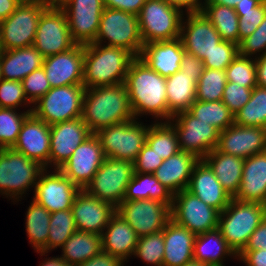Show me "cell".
<instances>
[{"instance_id": "6da1fadb", "label": "cell", "mask_w": 266, "mask_h": 266, "mask_svg": "<svg viewBox=\"0 0 266 266\" xmlns=\"http://www.w3.org/2000/svg\"><path fill=\"white\" fill-rule=\"evenodd\" d=\"M81 119L91 133L135 119L125 83L86 89Z\"/></svg>"}, {"instance_id": "e0dca14e", "label": "cell", "mask_w": 266, "mask_h": 266, "mask_svg": "<svg viewBox=\"0 0 266 266\" xmlns=\"http://www.w3.org/2000/svg\"><path fill=\"white\" fill-rule=\"evenodd\" d=\"M105 159L101 142L92 133L59 168L81 190L92 180Z\"/></svg>"}, {"instance_id": "be15d7a7", "label": "cell", "mask_w": 266, "mask_h": 266, "mask_svg": "<svg viewBox=\"0 0 266 266\" xmlns=\"http://www.w3.org/2000/svg\"><path fill=\"white\" fill-rule=\"evenodd\" d=\"M168 3L176 5L180 8L186 7L187 11H200L203 6L199 4L198 0H165Z\"/></svg>"}, {"instance_id": "836d02e7", "label": "cell", "mask_w": 266, "mask_h": 266, "mask_svg": "<svg viewBox=\"0 0 266 266\" xmlns=\"http://www.w3.org/2000/svg\"><path fill=\"white\" fill-rule=\"evenodd\" d=\"M174 194L163 186L154 174L134 172L129 182L123 201L140 199H151L167 203L170 207L173 204Z\"/></svg>"}, {"instance_id": "680465c9", "label": "cell", "mask_w": 266, "mask_h": 266, "mask_svg": "<svg viewBox=\"0 0 266 266\" xmlns=\"http://www.w3.org/2000/svg\"><path fill=\"white\" fill-rule=\"evenodd\" d=\"M122 263L123 261L120 258L102 251L96 256L76 266H123Z\"/></svg>"}, {"instance_id": "83f0119b", "label": "cell", "mask_w": 266, "mask_h": 266, "mask_svg": "<svg viewBox=\"0 0 266 266\" xmlns=\"http://www.w3.org/2000/svg\"><path fill=\"white\" fill-rule=\"evenodd\" d=\"M199 160L196 155L180 150L175 155L163 160L154 172V176L173 194L179 193L187 189L190 175Z\"/></svg>"}, {"instance_id": "ffe728a7", "label": "cell", "mask_w": 266, "mask_h": 266, "mask_svg": "<svg viewBox=\"0 0 266 266\" xmlns=\"http://www.w3.org/2000/svg\"><path fill=\"white\" fill-rule=\"evenodd\" d=\"M216 149L244 159L265 152L266 128L232 124L220 132Z\"/></svg>"}, {"instance_id": "94428289", "label": "cell", "mask_w": 266, "mask_h": 266, "mask_svg": "<svg viewBox=\"0 0 266 266\" xmlns=\"http://www.w3.org/2000/svg\"><path fill=\"white\" fill-rule=\"evenodd\" d=\"M255 63L257 86L266 88V52H264L260 58L255 60Z\"/></svg>"}, {"instance_id": "c3c4849f", "label": "cell", "mask_w": 266, "mask_h": 266, "mask_svg": "<svg viewBox=\"0 0 266 266\" xmlns=\"http://www.w3.org/2000/svg\"><path fill=\"white\" fill-rule=\"evenodd\" d=\"M239 19V43L250 36L262 23L266 14V0H262L256 7L247 10H235Z\"/></svg>"}, {"instance_id": "2644e50d", "label": "cell", "mask_w": 266, "mask_h": 266, "mask_svg": "<svg viewBox=\"0 0 266 266\" xmlns=\"http://www.w3.org/2000/svg\"><path fill=\"white\" fill-rule=\"evenodd\" d=\"M3 79L2 77V71H1V62H0V81Z\"/></svg>"}, {"instance_id": "89a4df30", "label": "cell", "mask_w": 266, "mask_h": 266, "mask_svg": "<svg viewBox=\"0 0 266 266\" xmlns=\"http://www.w3.org/2000/svg\"><path fill=\"white\" fill-rule=\"evenodd\" d=\"M182 266H210V265H207L206 263H202L200 261L192 259V260L188 261L187 263H185Z\"/></svg>"}, {"instance_id": "60d3db41", "label": "cell", "mask_w": 266, "mask_h": 266, "mask_svg": "<svg viewBox=\"0 0 266 266\" xmlns=\"http://www.w3.org/2000/svg\"><path fill=\"white\" fill-rule=\"evenodd\" d=\"M173 125L161 123L149 127L146 143L163 160L180 151Z\"/></svg>"}, {"instance_id": "6f0895ef", "label": "cell", "mask_w": 266, "mask_h": 266, "mask_svg": "<svg viewBox=\"0 0 266 266\" xmlns=\"http://www.w3.org/2000/svg\"><path fill=\"white\" fill-rule=\"evenodd\" d=\"M266 249V217L251 234L244 250Z\"/></svg>"}, {"instance_id": "4dcf8cb0", "label": "cell", "mask_w": 266, "mask_h": 266, "mask_svg": "<svg viewBox=\"0 0 266 266\" xmlns=\"http://www.w3.org/2000/svg\"><path fill=\"white\" fill-rule=\"evenodd\" d=\"M43 57L34 47L2 50L0 54L2 77L22 81L28 74L42 67Z\"/></svg>"}, {"instance_id": "8d00e7d4", "label": "cell", "mask_w": 266, "mask_h": 266, "mask_svg": "<svg viewBox=\"0 0 266 266\" xmlns=\"http://www.w3.org/2000/svg\"><path fill=\"white\" fill-rule=\"evenodd\" d=\"M212 23L222 40L239 44V19L234 8L219 4H206L200 10Z\"/></svg>"}, {"instance_id": "f546056e", "label": "cell", "mask_w": 266, "mask_h": 266, "mask_svg": "<svg viewBox=\"0 0 266 266\" xmlns=\"http://www.w3.org/2000/svg\"><path fill=\"white\" fill-rule=\"evenodd\" d=\"M108 230L102 237V250L120 258L122 261L135 253L138 237L121 215L117 212L107 225Z\"/></svg>"}, {"instance_id": "11a10c76", "label": "cell", "mask_w": 266, "mask_h": 266, "mask_svg": "<svg viewBox=\"0 0 266 266\" xmlns=\"http://www.w3.org/2000/svg\"><path fill=\"white\" fill-rule=\"evenodd\" d=\"M180 69L199 80V77L204 71V64L197 56L184 52L180 63Z\"/></svg>"}, {"instance_id": "3957f363", "label": "cell", "mask_w": 266, "mask_h": 266, "mask_svg": "<svg viewBox=\"0 0 266 266\" xmlns=\"http://www.w3.org/2000/svg\"><path fill=\"white\" fill-rule=\"evenodd\" d=\"M135 58L123 48H101L96 43L84 45L83 86L91 89L123 83Z\"/></svg>"}, {"instance_id": "7a4b0ae2", "label": "cell", "mask_w": 266, "mask_h": 266, "mask_svg": "<svg viewBox=\"0 0 266 266\" xmlns=\"http://www.w3.org/2000/svg\"><path fill=\"white\" fill-rule=\"evenodd\" d=\"M124 83L134 116L147 112L156 117L169 118L166 78L139 57L131 62Z\"/></svg>"}, {"instance_id": "7bdbcfd3", "label": "cell", "mask_w": 266, "mask_h": 266, "mask_svg": "<svg viewBox=\"0 0 266 266\" xmlns=\"http://www.w3.org/2000/svg\"><path fill=\"white\" fill-rule=\"evenodd\" d=\"M47 251L62 246L77 230L72 210H60L51 213Z\"/></svg>"}, {"instance_id": "484cf974", "label": "cell", "mask_w": 266, "mask_h": 266, "mask_svg": "<svg viewBox=\"0 0 266 266\" xmlns=\"http://www.w3.org/2000/svg\"><path fill=\"white\" fill-rule=\"evenodd\" d=\"M185 50L180 38L143 45L139 56L151 69L167 78L180 70Z\"/></svg>"}, {"instance_id": "e7e4bbea", "label": "cell", "mask_w": 266, "mask_h": 266, "mask_svg": "<svg viewBox=\"0 0 266 266\" xmlns=\"http://www.w3.org/2000/svg\"><path fill=\"white\" fill-rule=\"evenodd\" d=\"M30 2H35L40 5H44L47 8H61L66 0H29Z\"/></svg>"}, {"instance_id": "277c9868", "label": "cell", "mask_w": 266, "mask_h": 266, "mask_svg": "<svg viewBox=\"0 0 266 266\" xmlns=\"http://www.w3.org/2000/svg\"><path fill=\"white\" fill-rule=\"evenodd\" d=\"M225 216L227 218H222ZM265 217L266 205L232 198L229 205L220 212L218 229L228 246L238 256Z\"/></svg>"}, {"instance_id": "7dc6e473", "label": "cell", "mask_w": 266, "mask_h": 266, "mask_svg": "<svg viewBox=\"0 0 266 266\" xmlns=\"http://www.w3.org/2000/svg\"><path fill=\"white\" fill-rule=\"evenodd\" d=\"M238 55V45L222 40L216 48L203 60L204 68L225 70Z\"/></svg>"}, {"instance_id": "5b68a950", "label": "cell", "mask_w": 266, "mask_h": 266, "mask_svg": "<svg viewBox=\"0 0 266 266\" xmlns=\"http://www.w3.org/2000/svg\"><path fill=\"white\" fill-rule=\"evenodd\" d=\"M180 7L165 0H146L138 14L143 44L180 38Z\"/></svg>"}, {"instance_id": "1f68e13d", "label": "cell", "mask_w": 266, "mask_h": 266, "mask_svg": "<svg viewBox=\"0 0 266 266\" xmlns=\"http://www.w3.org/2000/svg\"><path fill=\"white\" fill-rule=\"evenodd\" d=\"M203 160L212 169L223 189L234 198L239 191L244 158L218 151H211Z\"/></svg>"}, {"instance_id": "8992f818", "label": "cell", "mask_w": 266, "mask_h": 266, "mask_svg": "<svg viewBox=\"0 0 266 266\" xmlns=\"http://www.w3.org/2000/svg\"><path fill=\"white\" fill-rule=\"evenodd\" d=\"M131 161L105 157L92 180L83 189L88 195L117 207L134 175Z\"/></svg>"}, {"instance_id": "74e56055", "label": "cell", "mask_w": 266, "mask_h": 266, "mask_svg": "<svg viewBox=\"0 0 266 266\" xmlns=\"http://www.w3.org/2000/svg\"><path fill=\"white\" fill-rule=\"evenodd\" d=\"M51 213L33 200L27 212L26 230L30 242L41 254L47 251Z\"/></svg>"}, {"instance_id": "d590c367", "label": "cell", "mask_w": 266, "mask_h": 266, "mask_svg": "<svg viewBox=\"0 0 266 266\" xmlns=\"http://www.w3.org/2000/svg\"><path fill=\"white\" fill-rule=\"evenodd\" d=\"M212 240L216 247L215 251L214 249L211 250L208 245L210 243L208 241ZM226 254L236 255L228 246L218 228L196 235L193 248V259L210 266H223L221 257Z\"/></svg>"}, {"instance_id": "816d5d0a", "label": "cell", "mask_w": 266, "mask_h": 266, "mask_svg": "<svg viewBox=\"0 0 266 266\" xmlns=\"http://www.w3.org/2000/svg\"><path fill=\"white\" fill-rule=\"evenodd\" d=\"M252 90L227 81L223 91L222 102L235 115L250 100Z\"/></svg>"}, {"instance_id": "9c48e42d", "label": "cell", "mask_w": 266, "mask_h": 266, "mask_svg": "<svg viewBox=\"0 0 266 266\" xmlns=\"http://www.w3.org/2000/svg\"><path fill=\"white\" fill-rule=\"evenodd\" d=\"M129 120L102 128L98 136L105 157L134 162L146 144L149 127Z\"/></svg>"}, {"instance_id": "603a6c76", "label": "cell", "mask_w": 266, "mask_h": 266, "mask_svg": "<svg viewBox=\"0 0 266 266\" xmlns=\"http://www.w3.org/2000/svg\"><path fill=\"white\" fill-rule=\"evenodd\" d=\"M188 14L187 27L183 28L181 25L180 39L185 52L203 61L222 39L201 11H192ZM184 31L187 33L184 34Z\"/></svg>"}, {"instance_id": "4316f807", "label": "cell", "mask_w": 266, "mask_h": 266, "mask_svg": "<svg viewBox=\"0 0 266 266\" xmlns=\"http://www.w3.org/2000/svg\"><path fill=\"white\" fill-rule=\"evenodd\" d=\"M234 199L266 205V151L244 159L242 180Z\"/></svg>"}, {"instance_id": "2e32d148", "label": "cell", "mask_w": 266, "mask_h": 266, "mask_svg": "<svg viewBox=\"0 0 266 266\" xmlns=\"http://www.w3.org/2000/svg\"><path fill=\"white\" fill-rule=\"evenodd\" d=\"M61 8L74 42L78 45L94 43L105 8L103 0H66Z\"/></svg>"}, {"instance_id": "bcb514c9", "label": "cell", "mask_w": 266, "mask_h": 266, "mask_svg": "<svg viewBox=\"0 0 266 266\" xmlns=\"http://www.w3.org/2000/svg\"><path fill=\"white\" fill-rule=\"evenodd\" d=\"M164 248V233L161 231L138 238L134 255L148 263L163 266Z\"/></svg>"}, {"instance_id": "9f6ffc18", "label": "cell", "mask_w": 266, "mask_h": 266, "mask_svg": "<svg viewBox=\"0 0 266 266\" xmlns=\"http://www.w3.org/2000/svg\"><path fill=\"white\" fill-rule=\"evenodd\" d=\"M104 6L109 9H119L138 15L146 0H103Z\"/></svg>"}, {"instance_id": "ac0fdd59", "label": "cell", "mask_w": 266, "mask_h": 266, "mask_svg": "<svg viewBox=\"0 0 266 266\" xmlns=\"http://www.w3.org/2000/svg\"><path fill=\"white\" fill-rule=\"evenodd\" d=\"M56 173L44 175L41 173L35 186L34 201L45 207L50 213L69 210L72 207L80 188L76 186L59 169Z\"/></svg>"}, {"instance_id": "44dd1931", "label": "cell", "mask_w": 266, "mask_h": 266, "mask_svg": "<svg viewBox=\"0 0 266 266\" xmlns=\"http://www.w3.org/2000/svg\"><path fill=\"white\" fill-rule=\"evenodd\" d=\"M91 134L81 117L50 125L49 163L59 169Z\"/></svg>"}, {"instance_id": "30bf717a", "label": "cell", "mask_w": 266, "mask_h": 266, "mask_svg": "<svg viewBox=\"0 0 266 266\" xmlns=\"http://www.w3.org/2000/svg\"><path fill=\"white\" fill-rule=\"evenodd\" d=\"M46 8L35 2H21L8 18L0 22L1 49L33 46L39 18Z\"/></svg>"}, {"instance_id": "6125c7cd", "label": "cell", "mask_w": 266, "mask_h": 266, "mask_svg": "<svg viewBox=\"0 0 266 266\" xmlns=\"http://www.w3.org/2000/svg\"><path fill=\"white\" fill-rule=\"evenodd\" d=\"M20 3V0H0V22L8 18Z\"/></svg>"}, {"instance_id": "8fae6325", "label": "cell", "mask_w": 266, "mask_h": 266, "mask_svg": "<svg viewBox=\"0 0 266 266\" xmlns=\"http://www.w3.org/2000/svg\"><path fill=\"white\" fill-rule=\"evenodd\" d=\"M45 167L39 162L13 148H3L0 153V190L6 195H22L43 173ZM12 192V193H10Z\"/></svg>"}, {"instance_id": "681fc988", "label": "cell", "mask_w": 266, "mask_h": 266, "mask_svg": "<svg viewBox=\"0 0 266 266\" xmlns=\"http://www.w3.org/2000/svg\"><path fill=\"white\" fill-rule=\"evenodd\" d=\"M21 82L30 103H35L51 89L43 67L28 74Z\"/></svg>"}, {"instance_id": "7c38bea8", "label": "cell", "mask_w": 266, "mask_h": 266, "mask_svg": "<svg viewBox=\"0 0 266 266\" xmlns=\"http://www.w3.org/2000/svg\"><path fill=\"white\" fill-rule=\"evenodd\" d=\"M116 212L130 224L138 238L161 232L171 219L170 206L151 199L122 201Z\"/></svg>"}, {"instance_id": "db71d44e", "label": "cell", "mask_w": 266, "mask_h": 266, "mask_svg": "<svg viewBox=\"0 0 266 266\" xmlns=\"http://www.w3.org/2000/svg\"><path fill=\"white\" fill-rule=\"evenodd\" d=\"M163 159L146 143L137 158L133 162L136 173L154 174L156 169L162 164Z\"/></svg>"}, {"instance_id": "4fadbf2b", "label": "cell", "mask_w": 266, "mask_h": 266, "mask_svg": "<svg viewBox=\"0 0 266 266\" xmlns=\"http://www.w3.org/2000/svg\"><path fill=\"white\" fill-rule=\"evenodd\" d=\"M76 45L62 8H46L39 18L33 46L43 58L59 54Z\"/></svg>"}, {"instance_id": "ab89813d", "label": "cell", "mask_w": 266, "mask_h": 266, "mask_svg": "<svg viewBox=\"0 0 266 266\" xmlns=\"http://www.w3.org/2000/svg\"><path fill=\"white\" fill-rule=\"evenodd\" d=\"M234 124L266 128V88H253L250 100L234 115Z\"/></svg>"}, {"instance_id": "003e7915", "label": "cell", "mask_w": 266, "mask_h": 266, "mask_svg": "<svg viewBox=\"0 0 266 266\" xmlns=\"http://www.w3.org/2000/svg\"><path fill=\"white\" fill-rule=\"evenodd\" d=\"M243 0H206L205 4H219L235 8L236 4H240Z\"/></svg>"}, {"instance_id": "ee69618b", "label": "cell", "mask_w": 266, "mask_h": 266, "mask_svg": "<svg viewBox=\"0 0 266 266\" xmlns=\"http://www.w3.org/2000/svg\"><path fill=\"white\" fill-rule=\"evenodd\" d=\"M15 109L0 108V146L12 148L18 139L24 120L31 114L32 109L18 115Z\"/></svg>"}, {"instance_id": "d4e9b609", "label": "cell", "mask_w": 266, "mask_h": 266, "mask_svg": "<svg viewBox=\"0 0 266 266\" xmlns=\"http://www.w3.org/2000/svg\"><path fill=\"white\" fill-rule=\"evenodd\" d=\"M187 189L210 207L222 212L232 197L223 189L212 169L200 159L192 172Z\"/></svg>"}, {"instance_id": "f5cc1de1", "label": "cell", "mask_w": 266, "mask_h": 266, "mask_svg": "<svg viewBox=\"0 0 266 266\" xmlns=\"http://www.w3.org/2000/svg\"><path fill=\"white\" fill-rule=\"evenodd\" d=\"M266 49V14L258 28L238 44V54L248 56ZM266 51V50H265Z\"/></svg>"}, {"instance_id": "e575fe53", "label": "cell", "mask_w": 266, "mask_h": 266, "mask_svg": "<svg viewBox=\"0 0 266 266\" xmlns=\"http://www.w3.org/2000/svg\"><path fill=\"white\" fill-rule=\"evenodd\" d=\"M62 249L64 255L61 258L76 266L103 251L102 237L94 233L76 230L64 243Z\"/></svg>"}, {"instance_id": "d6a6232c", "label": "cell", "mask_w": 266, "mask_h": 266, "mask_svg": "<svg viewBox=\"0 0 266 266\" xmlns=\"http://www.w3.org/2000/svg\"><path fill=\"white\" fill-rule=\"evenodd\" d=\"M197 82L195 77L184 73L181 69L166 78L169 119H173L178 113L188 111L196 101Z\"/></svg>"}, {"instance_id": "cb8c5ba5", "label": "cell", "mask_w": 266, "mask_h": 266, "mask_svg": "<svg viewBox=\"0 0 266 266\" xmlns=\"http://www.w3.org/2000/svg\"><path fill=\"white\" fill-rule=\"evenodd\" d=\"M12 148L42 166H47L50 155V125L31 113L24 120L18 139Z\"/></svg>"}, {"instance_id": "9a60e30c", "label": "cell", "mask_w": 266, "mask_h": 266, "mask_svg": "<svg viewBox=\"0 0 266 266\" xmlns=\"http://www.w3.org/2000/svg\"><path fill=\"white\" fill-rule=\"evenodd\" d=\"M175 132L179 149L196 155L199 159L213 151L219 141L220 131L211 124L197 119L188 111L176 114ZM182 143H181V141Z\"/></svg>"}, {"instance_id": "91938a15", "label": "cell", "mask_w": 266, "mask_h": 266, "mask_svg": "<svg viewBox=\"0 0 266 266\" xmlns=\"http://www.w3.org/2000/svg\"><path fill=\"white\" fill-rule=\"evenodd\" d=\"M238 256L248 266H266V249L243 250Z\"/></svg>"}, {"instance_id": "7402d4cb", "label": "cell", "mask_w": 266, "mask_h": 266, "mask_svg": "<svg viewBox=\"0 0 266 266\" xmlns=\"http://www.w3.org/2000/svg\"><path fill=\"white\" fill-rule=\"evenodd\" d=\"M71 210L77 230L97 235L102 234L116 213L114 205L90 196L84 190L76 195Z\"/></svg>"}, {"instance_id": "a7ac6f4b", "label": "cell", "mask_w": 266, "mask_h": 266, "mask_svg": "<svg viewBox=\"0 0 266 266\" xmlns=\"http://www.w3.org/2000/svg\"><path fill=\"white\" fill-rule=\"evenodd\" d=\"M41 266H75L72 264L67 263L64 259H62L61 257L59 258H53L50 260H46V262H44Z\"/></svg>"}, {"instance_id": "5bb4252c", "label": "cell", "mask_w": 266, "mask_h": 266, "mask_svg": "<svg viewBox=\"0 0 266 266\" xmlns=\"http://www.w3.org/2000/svg\"><path fill=\"white\" fill-rule=\"evenodd\" d=\"M170 212L171 219L175 223L187 228L195 235L218 228L220 212L186 189L174 194Z\"/></svg>"}, {"instance_id": "f1b7e54d", "label": "cell", "mask_w": 266, "mask_h": 266, "mask_svg": "<svg viewBox=\"0 0 266 266\" xmlns=\"http://www.w3.org/2000/svg\"><path fill=\"white\" fill-rule=\"evenodd\" d=\"M163 266H182L193 259L196 235L170 219L164 229Z\"/></svg>"}, {"instance_id": "b9f144b4", "label": "cell", "mask_w": 266, "mask_h": 266, "mask_svg": "<svg viewBox=\"0 0 266 266\" xmlns=\"http://www.w3.org/2000/svg\"><path fill=\"white\" fill-rule=\"evenodd\" d=\"M227 83L226 71L204 68L196 85V100L215 102L222 100Z\"/></svg>"}, {"instance_id": "d6986e66", "label": "cell", "mask_w": 266, "mask_h": 266, "mask_svg": "<svg viewBox=\"0 0 266 266\" xmlns=\"http://www.w3.org/2000/svg\"><path fill=\"white\" fill-rule=\"evenodd\" d=\"M42 67L51 88L83 84L84 45L44 58Z\"/></svg>"}, {"instance_id": "52a82bcc", "label": "cell", "mask_w": 266, "mask_h": 266, "mask_svg": "<svg viewBox=\"0 0 266 266\" xmlns=\"http://www.w3.org/2000/svg\"><path fill=\"white\" fill-rule=\"evenodd\" d=\"M102 38H107L106 46L119 47L139 57L143 48L138 15L119 9L104 8L95 38L100 45Z\"/></svg>"}, {"instance_id": "f907efd6", "label": "cell", "mask_w": 266, "mask_h": 266, "mask_svg": "<svg viewBox=\"0 0 266 266\" xmlns=\"http://www.w3.org/2000/svg\"><path fill=\"white\" fill-rule=\"evenodd\" d=\"M23 100L29 101L21 81L5 79L0 81V108L14 109Z\"/></svg>"}, {"instance_id": "f35d334b", "label": "cell", "mask_w": 266, "mask_h": 266, "mask_svg": "<svg viewBox=\"0 0 266 266\" xmlns=\"http://www.w3.org/2000/svg\"><path fill=\"white\" fill-rule=\"evenodd\" d=\"M188 112L197 119L211 124L220 132L234 124V114L222 100L215 102L196 100L189 107Z\"/></svg>"}, {"instance_id": "f6af8a7d", "label": "cell", "mask_w": 266, "mask_h": 266, "mask_svg": "<svg viewBox=\"0 0 266 266\" xmlns=\"http://www.w3.org/2000/svg\"><path fill=\"white\" fill-rule=\"evenodd\" d=\"M225 71L229 82L251 89L257 86L256 63L247 56L238 54Z\"/></svg>"}, {"instance_id": "ba28073f", "label": "cell", "mask_w": 266, "mask_h": 266, "mask_svg": "<svg viewBox=\"0 0 266 266\" xmlns=\"http://www.w3.org/2000/svg\"><path fill=\"white\" fill-rule=\"evenodd\" d=\"M85 90L83 84L51 88L31 113L48 125L79 118Z\"/></svg>"}, {"instance_id": "03108f58", "label": "cell", "mask_w": 266, "mask_h": 266, "mask_svg": "<svg viewBox=\"0 0 266 266\" xmlns=\"http://www.w3.org/2000/svg\"><path fill=\"white\" fill-rule=\"evenodd\" d=\"M262 0H243L240 4H236L235 10H247L256 7Z\"/></svg>"}]
</instances>
